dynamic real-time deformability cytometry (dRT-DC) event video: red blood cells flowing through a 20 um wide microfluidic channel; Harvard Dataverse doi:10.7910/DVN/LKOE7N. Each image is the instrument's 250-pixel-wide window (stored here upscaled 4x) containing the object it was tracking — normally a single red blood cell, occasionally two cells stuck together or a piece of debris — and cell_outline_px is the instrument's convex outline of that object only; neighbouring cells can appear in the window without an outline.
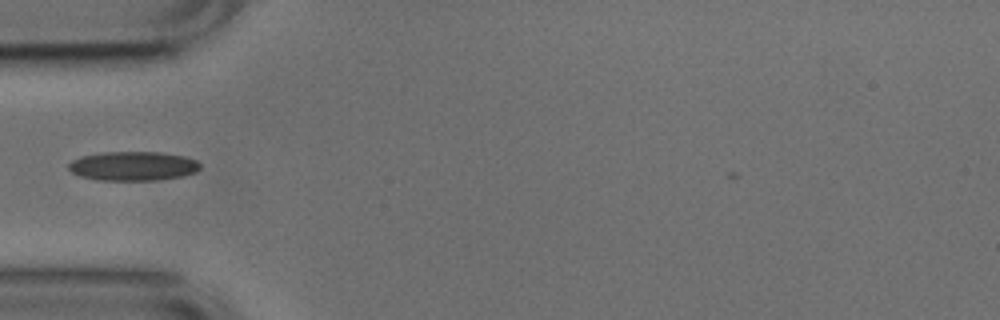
{"species": "common noctule bat (a hibernating species)", "species_latin": "Nyctalus noctula", "temperature_condition": "cold", "stored_images_in_passage": 30, "camera_frame_rate_fps": 3000, "um_per_image_px": 0.085, "animal": {"sex": "male", "body_mass_g": 17.9, "forearm_length_mm": 54.2}, "frame": {"image": 1, "passage_image": 3, "time_ms": 0.667, "image_size_px": [1000, 320], "cell_outline_px": [[200, 168], [196, 172], [184, 176], [156, 180], [96, 180], [80, 176], [72, 172], [68, 168], [68, 164], [72, 160], [80, 156], [104, 152], [160, 152], [184, 156], [196, 160], [200, 164]], "centroid_in_image_um": [11.31, 14.11], "position_along_channel_um": 73.7, "area_um2": 22.48}, "authors_computed_cell_mechanics": {"area_um2": 20.5768, "velocity_mm_per_s": 3.7975, "shape_relaxation_time_tau1_ms": 7.3778, "shape_relaxation_time_tau2_ms": 2.9042, "deformation_change_tau1": 0.1641, "deformation_change_tau2": 0.1016}}